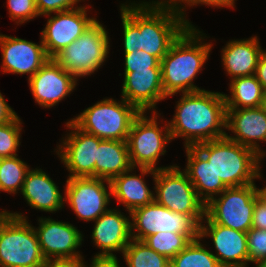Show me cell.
<instances>
[{
	"instance_id": "obj_1",
	"label": "cell",
	"mask_w": 266,
	"mask_h": 267,
	"mask_svg": "<svg viewBox=\"0 0 266 267\" xmlns=\"http://www.w3.org/2000/svg\"><path fill=\"white\" fill-rule=\"evenodd\" d=\"M129 1L119 5L124 54L143 50L161 61L189 24L162 0Z\"/></svg>"
},
{
	"instance_id": "obj_2",
	"label": "cell",
	"mask_w": 266,
	"mask_h": 267,
	"mask_svg": "<svg viewBox=\"0 0 266 267\" xmlns=\"http://www.w3.org/2000/svg\"><path fill=\"white\" fill-rule=\"evenodd\" d=\"M173 118L168 121L171 139L183 138L184 147L226 136L223 92L202 90L180 93Z\"/></svg>"
},
{
	"instance_id": "obj_3",
	"label": "cell",
	"mask_w": 266,
	"mask_h": 267,
	"mask_svg": "<svg viewBox=\"0 0 266 267\" xmlns=\"http://www.w3.org/2000/svg\"><path fill=\"white\" fill-rule=\"evenodd\" d=\"M206 37L197 26L189 25L161 60L162 86L167 98L205 90L193 81L203 71L211 54L213 44L206 42Z\"/></svg>"
},
{
	"instance_id": "obj_4",
	"label": "cell",
	"mask_w": 266,
	"mask_h": 267,
	"mask_svg": "<svg viewBox=\"0 0 266 267\" xmlns=\"http://www.w3.org/2000/svg\"><path fill=\"white\" fill-rule=\"evenodd\" d=\"M194 147L208 160L215 175L227 187L244 186L263 179L260 163L264 159L226 136Z\"/></svg>"
},
{
	"instance_id": "obj_5",
	"label": "cell",
	"mask_w": 266,
	"mask_h": 267,
	"mask_svg": "<svg viewBox=\"0 0 266 267\" xmlns=\"http://www.w3.org/2000/svg\"><path fill=\"white\" fill-rule=\"evenodd\" d=\"M23 213L7 211L0 220V267H45L37 233Z\"/></svg>"
},
{
	"instance_id": "obj_6",
	"label": "cell",
	"mask_w": 266,
	"mask_h": 267,
	"mask_svg": "<svg viewBox=\"0 0 266 267\" xmlns=\"http://www.w3.org/2000/svg\"><path fill=\"white\" fill-rule=\"evenodd\" d=\"M151 113L141 112L134 119L128 134L127 145L132 167L149 168L156 171L176 164L157 167L160 156H164L168 152L166 148L172 139L168 121H163L162 117H159L161 114L158 111ZM159 118L161 122H158Z\"/></svg>"
},
{
	"instance_id": "obj_7",
	"label": "cell",
	"mask_w": 266,
	"mask_h": 267,
	"mask_svg": "<svg viewBox=\"0 0 266 267\" xmlns=\"http://www.w3.org/2000/svg\"><path fill=\"white\" fill-rule=\"evenodd\" d=\"M141 112L121 97L103 98L70 120L81 130L100 139L127 141L131 125Z\"/></svg>"
},
{
	"instance_id": "obj_8",
	"label": "cell",
	"mask_w": 266,
	"mask_h": 267,
	"mask_svg": "<svg viewBox=\"0 0 266 267\" xmlns=\"http://www.w3.org/2000/svg\"><path fill=\"white\" fill-rule=\"evenodd\" d=\"M103 24L96 20L78 39L53 59L78 81L98 72L109 58L110 37Z\"/></svg>"
},
{
	"instance_id": "obj_9",
	"label": "cell",
	"mask_w": 266,
	"mask_h": 267,
	"mask_svg": "<svg viewBox=\"0 0 266 267\" xmlns=\"http://www.w3.org/2000/svg\"><path fill=\"white\" fill-rule=\"evenodd\" d=\"M154 200L169 210L190 216L198 225L204 220L206 204L198 197L187 173L177 164L156 170L152 176Z\"/></svg>"
},
{
	"instance_id": "obj_10",
	"label": "cell",
	"mask_w": 266,
	"mask_h": 267,
	"mask_svg": "<svg viewBox=\"0 0 266 267\" xmlns=\"http://www.w3.org/2000/svg\"><path fill=\"white\" fill-rule=\"evenodd\" d=\"M257 194L256 183L227 187L205 206V214L218 225L248 232L252 228Z\"/></svg>"
},
{
	"instance_id": "obj_11",
	"label": "cell",
	"mask_w": 266,
	"mask_h": 267,
	"mask_svg": "<svg viewBox=\"0 0 266 267\" xmlns=\"http://www.w3.org/2000/svg\"><path fill=\"white\" fill-rule=\"evenodd\" d=\"M64 187V204L73 210L77 219L97 220L110 207L111 183L95 177H67Z\"/></svg>"
},
{
	"instance_id": "obj_12",
	"label": "cell",
	"mask_w": 266,
	"mask_h": 267,
	"mask_svg": "<svg viewBox=\"0 0 266 267\" xmlns=\"http://www.w3.org/2000/svg\"><path fill=\"white\" fill-rule=\"evenodd\" d=\"M131 237L143 241L159 232L199 234V225L188 215L175 213L155 200L130 212Z\"/></svg>"
},
{
	"instance_id": "obj_13",
	"label": "cell",
	"mask_w": 266,
	"mask_h": 267,
	"mask_svg": "<svg viewBox=\"0 0 266 267\" xmlns=\"http://www.w3.org/2000/svg\"><path fill=\"white\" fill-rule=\"evenodd\" d=\"M65 126L69 130L54 152L68 170L67 177H95L97 149L102 139L79 129L71 120Z\"/></svg>"
},
{
	"instance_id": "obj_14",
	"label": "cell",
	"mask_w": 266,
	"mask_h": 267,
	"mask_svg": "<svg viewBox=\"0 0 266 267\" xmlns=\"http://www.w3.org/2000/svg\"><path fill=\"white\" fill-rule=\"evenodd\" d=\"M89 5L47 14L45 28L40 32L45 51L50 59L78 39L96 20L88 13ZM89 15V16H88Z\"/></svg>"
},
{
	"instance_id": "obj_15",
	"label": "cell",
	"mask_w": 266,
	"mask_h": 267,
	"mask_svg": "<svg viewBox=\"0 0 266 267\" xmlns=\"http://www.w3.org/2000/svg\"><path fill=\"white\" fill-rule=\"evenodd\" d=\"M37 221L39 226L33 227L47 261L83 257L79 249L82 247L84 235L75 225L46 216L38 218Z\"/></svg>"
},
{
	"instance_id": "obj_16",
	"label": "cell",
	"mask_w": 266,
	"mask_h": 267,
	"mask_svg": "<svg viewBox=\"0 0 266 267\" xmlns=\"http://www.w3.org/2000/svg\"><path fill=\"white\" fill-rule=\"evenodd\" d=\"M37 105L50 109L76 90L78 80L54 59L47 61L39 71L27 79Z\"/></svg>"
},
{
	"instance_id": "obj_17",
	"label": "cell",
	"mask_w": 266,
	"mask_h": 267,
	"mask_svg": "<svg viewBox=\"0 0 266 267\" xmlns=\"http://www.w3.org/2000/svg\"><path fill=\"white\" fill-rule=\"evenodd\" d=\"M3 74L27 75L31 78L50 60L42 39L40 44L19 37L0 33Z\"/></svg>"
},
{
	"instance_id": "obj_18",
	"label": "cell",
	"mask_w": 266,
	"mask_h": 267,
	"mask_svg": "<svg viewBox=\"0 0 266 267\" xmlns=\"http://www.w3.org/2000/svg\"><path fill=\"white\" fill-rule=\"evenodd\" d=\"M199 237L211 238L213 255L221 267L248 266V244L245 232L215 224L206 214L199 225Z\"/></svg>"
},
{
	"instance_id": "obj_19",
	"label": "cell",
	"mask_w": 266,
	"mask_h": 267,
	"mask_svg": "<svg viewBox=\"0 0 266 267\" xmlns=\"http://www.w3.org/2000/svg\"><path fill=\"white\" fill-rule=\"evenodd\" d=\"M123 79L121 97L140 112H157V103L167 99L162 86L161 68L124 72Z\"/></svg>"
},
{
	"instance_id": "obj_20",
	"label": "cell",
	"mask_w": 266,
	"mask_h": 267,
	"mask_svg": "<svg viewBox=\"0 0 266 267\" xmlns=\"http://www.w3.org/2000/svg\"><path fill=\"white\" fill-rule=\"evenodd\" d=\"M124 214L120 209L110 207L93 221L91 242L100 249L94 256L114 257L116 252L123 253L132 240L130 214L129 216Z\"/></svg>"
},
{
	"instance_id": "obj_21",
	"label": "cell",
	"mask_w": 266,
	"mask_h": 267,
	"mask_svg": "<svg viewBox=\"0 0 266 267\" xmlns=\"http://www.w3.org/2000/svg\"><path fill=\"white\" fill-rule=\"evenodd\" d=\"M226 132L228 139L252 149L262 158L266 157V151L260 147V142H266V111L262 106L226 109Z\"/></svg>"
},
{
	"instance_id": "obj_22",
	"label": "cell",
	"mask_w": 266,
	"mask_h": 267,
	"mask_svg": "<svg viewBox=\"0 0 266 267\" xmlns=\"http://www.w3.org/2000/svg\"><path fill=\"white\" fill-rule=\"evenodd\" d=\"M20 194L32 209L56 213L64 208V196L56 182L41 168H31Z\"/></svg>"
},
{
	"instance_id": "obj_23",
	"label": "cell",
	"mask_w": 266,
	"mask_h": 267,
	"mask_svg": "<svg viewBox=\"0 0 266 267\" xmlns=\"http://www.w3.org/2000/svg\"><path fill=\"white\" fill-rule=\"evenodd\" d=\"M137 169L131 167L128 171L110 181L112 198L114 197L118 203L122 204L128 214L132 210L154 201V191L149 189L143 176L147 174L155 176V170L149 168ZM136 171H140V174H136Z\"/></svg>"
},
{
	"instance_id": "obj_24",
	"label": "cell",
	"mask_w": 266,
	"mask_h": 267,
	"mask_svg": "<svg viewBox=\"0 0 266 267\" xmlns=\"http://www.w3.org/2000/svg\"><path fill=\"white\" fill-rule=\"evenodd\" d=\"M258 36L227 41L221 52V62L230 81L244 76L254 75L261 53Z\"/></svg>"
},
{
	"instance_id": "obj_25",
	"label": "cell",
	"mask_w": 266,
	"mask_h": 267,
	"mask_svg": "<svg viewBox=\"0 0 266 267\" xmlns=\"http://www.w3.org/2000/svg\"><path fill=\"white\" fill-rule=\"evenodd\" d=\"M185 152L187 165L183 170L187 173L198 197L207 204L227 186L215 175L211 164L195 147H185Z\"/></svg>"
},
{
	"instance_id": "obj_26",
	"label": "cell",
	"mask_w": 266,
	"mask_h": 267,
	"mask_svg": "<svg viewBox=\"0 0 266 267\" xmlns=\"http://www.w3.org/2000/svg\"><path fill=\"white\" fill-rule=\"evenodd\" d=\"M131 167L127 141L102 139L99 142L95 178L111 181Z\"/></svg>"
},
{
	"instance_id": "obj_27",
	"label": "cell",
	"mask_w": 266,
	"mask_h": 267,
	"mask_svg": "<svg viewBox=\"0 0 266 267\" xmlns=\"http://www.w3.org/2000/svg\"><path fill=\"white\" fill-rule=\"evenodd\" d=\"M229 94L224 93L226 109L256 108L263 104L265 91L254 75L230 81Z\"/></svg>"
},
{
	"instance_id": "obj_28",
	"label": "cell",
	"mask_w": 266,
	"mask_h": 267,
	"mask_svg": "<svg viewBox=\"0 0 266 267\" xmlns=\"http://www.w3.org/2000/svg\"><path fill=\"white\" fill-rule=\"evenodd\" d=\"M200 237L192 240L170 260V267H221L213 252L208 250Z\"/></svg>"
},
{
	"instance_id": "obj_29",
	"label": "cell",
	"mask_w": 266,
	"mask_h": 267,
	"mask_svg": "<svg viewBox=\"0 0 266 267\" xmlns=\"http://www.w3.org/2000/svg\"><path fill=\"white\" fill-rule=\"evenodd\" d=\"M30 169V166L18 155L0 158V192L13 195L20 193Z\"/></svg>"
},
{
	"instance_id": "obj_30",
	"label": "cell",
	"mask_w": 266,
	"mask_h": 267,
	"mask_svg": "<svg viewBox=\"0 0 266 267\" xmlns=\"http://www.w3.org/2000/svg\"><path fill=\"white\" fill-rule=\"evenodd\" d=\"M121 256L127 267H170V260L143 241L132 239Z\"/></svg>"
},
{
	"instance_id": "obj_31",
	"label": "cell",
	"mask_w": 266,
	"mask_h": 267,
	"mask_svg": "<svg viewBox=\"0 0 266 267\" xmlns=\"http://www.w3.org/2000/svg\"><path fill=\"white\" fill-rule=\"evenodd\" d=\"M199 234H180L176 232H159L146 237L143 242L155 252L169 260L180 253Z\"/></svg>"
},
{
	"instance_id": "obj_32",
	"label": "cell",
	"mask_w": 266,
	"mask_h": 267,
	"mask_svg": "<svg viewBox=\"0 0 266 267\" xmlns=\"http://www.w3.org/2000/svg\"><path fill=\"white\" fill-rule=\"evenodd\" d=\"M23 122L18 114L9 122L0 125V158L13 157L21 145Z\"/></svg>"
},
{
	"instance_id": "obj_33",
	"label": "cell",
	"mask_w": 266,
	"mask_h": 267,
	"mask_svg": "<svg viewBox=\"0 0 266 267\" xmlns=\"http://www.w3.org/2000/svg\"><path fill=\"white\" fill-rule=\"evenodd\" d=\"M6 3L9 18L17 25H22L39 17L35 0H7Z\"/></svg>"
},
{
	"instance_id": "obj_34",
	"label": "cell",
	"mask_w": 266,
	"mask_h": 267,
	"mask_svg": "<svg viewBox=\"0 0 266 267\" xmlns=\"http://www.w3.org/2000/svg\"><path fill=\"white\" fill-rule=\"evenodd\" d=\"M247 235L248 265L254 262H266V230L251 228Z\"/></svg>"
},
{
	"instance_id": "obj_35",
	"label": "cell",
	"mask_w": 266,
	"mask_h": 267,
	"mask_svg": "<svg viewBox=\"0 0 266 267\" xmlns=\"http://www.w3.org/2000/svg\"><path fill=\"white\" fill-rule=\"evenodd\" d=\"M124 72H135L136 70L148 68H161V61L143 50L124 54Z\"/></svg>"
},
{
	"instance_id": "obj_36",
	"label": "cell",
	"mask_w": 266,
	"mask_h": 267,
	"mask_svg": "<svg viewBox=\"0 0 266 267\" xmlns=\"http://www.w3.org/2000/svg\"><path fill=\"white\" fill-rule=\"evenodd\" d=\"M82 1L85 2L86 0H35V4L39 16H44L81 7L83 5L79 4V2L81 3Z\"/></svg>"
},
{
	"instance_id": "obj_37",
	"label": "cell",
	"mask_w": 266,
	"mask_h": 267,
	"mask_svg": "<svg viewBox=\"0 0 266 267\" xmlns=\"http://www.w3.org/2000/svg\"><path fill=\"white\" fill-rule=\"evenodd\" d=\"M167 6H169L178 16L183 18L189 25H193L189 19H187L186 8L196 7L197 5L207 6V0H162Z\"/></svg>"
},
{
	"instance_id": "obj_38",
	"label": "cell",
	"mask_w": 266,
	"mask_h": 267,
	"mask_svg": "<svg viewBox=\"0 0 266 267\" xmlns=\"http://www.w3.org/2000/svg\"><path fill=\"white\" fill-rule=\"evenodd\" d=\"M252 228L266 230V204L258 196L255 199Z\"/></svg>"
},
{
	"instance_id": "obj_39",
	"label": "cell",
	"mask_w": 266,
	"mask_h": 267,
	"mask_svg": "<svg viewBox=\"0 0 266 267\" xmlns=\"http://www.w3.org/2000/svg\"><path fill=\"white\" fill-rule=\"evenodd\" d=\"M92 260V261H91ZM90 263L86 267H121L118 257H102V256H92Z\"/></svg>"
},
{
	"instance_id": "obj_40",
	"label": "cell",
	"mask_w": 266,
	"mask_h": 267,
	"mask_svg": "<svg viewBox=\"0 0 266 267\" xmlns=\"http://www.w3.org/2000/svg\"><path fill=\"white\" fill-rule=\"evenodd\" d=\"M17 113L6 101L4 95L0 92V125L11 121Z\"/></svg>"
},
{
	"instance_id": "obj_41",
	"label": "cell",
	"mask_w": 266,
	"mask_h": 267,
	"mask_svg": "<svg viewBox=\"0 0 266 267\" xmlns=\"http://www.w3.org/2000/svg\"><path fill=\"white\" fill-rule=\"evenodd\" d=\"M84 256L76 259L50 260L45 267H86Z\"/></svg>"
},
{
	"instance_id": "obj_42",
	"label": "cell",
	"mask_w": 266,
	"mask_h": 267,
	"mask_svg": "<svg viewBox=\"0 0 266 267\" xmlns=\"http://www.w3.org/2000/svg\"><path fill=\"white\" fill-rule=\"evenodd\" d=\"M255 76L266 92V50H264L259 58Z\"/></svg>"
},
{
	"instance_id": "obj_43",
	"label": "cell",
	"mask_w": 266,
	"mask_h": 267,
	"mask_svg": "<svg viewBox=\"0 0 266 267\" xmlns=\"http://www.w3.org/2000/svg\"><path fill=\"white\" fill-rule=\"evenodd\" d=\"M235 1L237 0H207V7H214V8H235Z\"/></svg>"
},
{
	"instance_id": "obj_44",
	"label": "cell",
	"mask_w": 266,
	"mask_h": 267,
	"mask_svg": "<svg viewBox=\"0 0 266 267\" xmlns=\"http://www.w3.org/2000/svg\"><path fill=\"white\" fill-rule=\"evenodd\" d=\"M257 194L259 199L266 204V185L261 188L257 187Z\"/></svg>"
},
{
	"instance_id": "obj_45",
	"label": "cell",
	"mask_w": 266,
	"mask_h": 267,
	"mask_svg": "<svg viewBox=\"0 0 266 267\" xmlns=\"http://www.w3.org/2000/svg\"><path fill=\"white\" fill-rule=\"evenodd\" d=\"M254 264L256 265V267H266V262H254ZM246 267H249V265Z\"/></svg>"
},
{
	"instance_id": "obj_46",
	"label": "cell",
	"mask_w": 266,
	"mask_h": 267,
	"mask_svg": "<svg viewBox=\"0 0 266 267\" xmlns=\"http://www.w3.org/2000/svg\"><path fill=\"white\" fill-rule=\"evenodd\" d=\"M6 213H7V210L5 209L0 210V220L4 217Z\"/></svg>"
},
{
	"instance_id": "obj_47",
	"label": "cell",
	"mask_w": 266,
	"mask_h": 267,
	"mask_svg": "<svg viewBox=\"0 0 266 267\" xmlns=\"http://www.w3.org/2000/svg\"><path fill=\"white\" fill-rule=\"evenodd\" d=\"M263 109L266 111V92L264 94V99H263V104H262Z\"/></svg>"
}]
</instances>
